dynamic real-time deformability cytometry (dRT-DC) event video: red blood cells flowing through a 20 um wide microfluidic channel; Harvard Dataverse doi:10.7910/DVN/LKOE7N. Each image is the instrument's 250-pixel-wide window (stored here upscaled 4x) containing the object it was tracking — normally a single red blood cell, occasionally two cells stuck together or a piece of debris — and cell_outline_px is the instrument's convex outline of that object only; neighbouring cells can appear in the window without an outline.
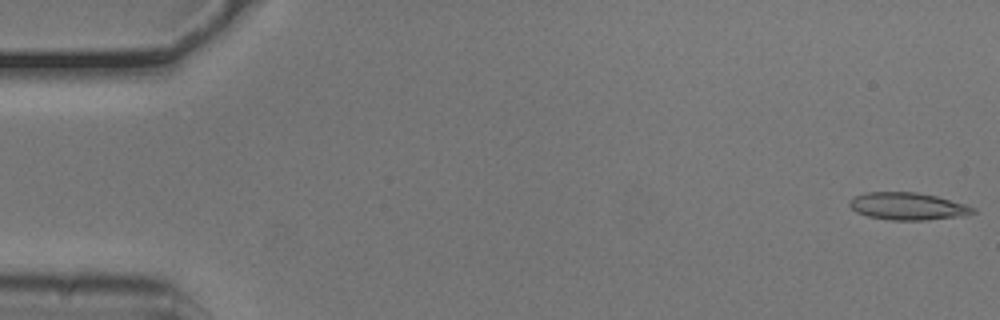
{"species": "common noctule bat (a hibernating species)", "species_latin": "Nyctalus noctula", "temperature_condition": "cold", "stored_images_in_passage": 53, "camera_frame_rate_fps": 3000, "um_per_image_px": 0.085, "animal": {"sex": "male", "body_mass_g": 20.5, "forearm_length_mm": 52.5}, "frame": {"image": 1, "passage_image": 1, "time_ms": 0.0, "image_size_px": [1000, 320], "cell_outline_px": [[976, 212], [964, 216], [928, 220], [888, 220], [868, 216], [856, 212], [848, 204], [852, 196], [864, 192], [916, 192], [936, 196], [964, 204], [976, 208]], "centroid_in_image_um": [77.14, 17.53], "position_along_channel_um": 7.9, "area_um2": 19.83}}
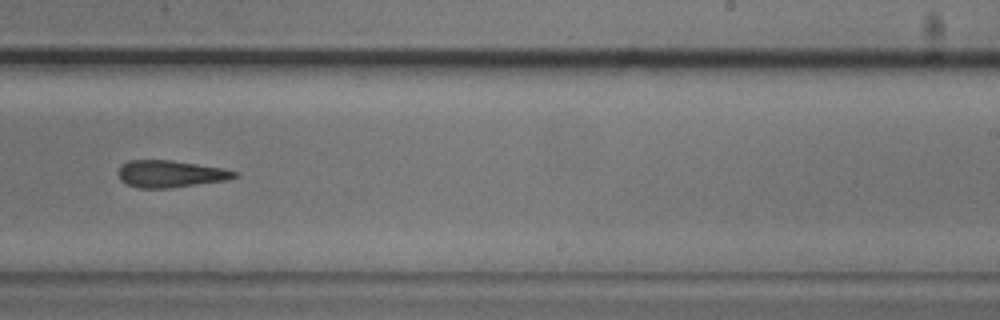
{"frame": {"image": 2, "passage_image": 33, "time_ms": 10.667, "image_size_px": [1000, 320], "cell_outline_px": [[240, 176], [228, 180], [172, 188], [140, 188], [128, 184], [120, 180], [120, 164], [128, 160], [172, 160], [224, 168], [236, 172]], "centroid_in_image_um": [14.53, 14.78], "position_along_channel_um": 274.5, "area_um2": 18.38}}
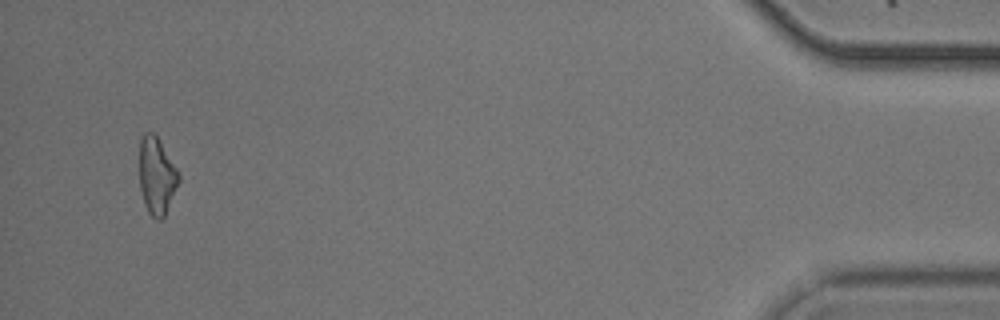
{"frame": {"image": 3, "passage_image": 51, "time_ms": 16.667, "image_size_px": [1000, 320], "cell_outline_px": [[180, 180], [164, 216], [160, 220], [156, 220], [148, 212], [144, 204], [140, 188], [140, 140], [144, 132], [152, 132], [156, 136], [176, 168], [180, 176]], "centroid_in_image_um": [13.31, 14.97], "position_along_channel_um": 421.9, "area_um2": 17.34}}